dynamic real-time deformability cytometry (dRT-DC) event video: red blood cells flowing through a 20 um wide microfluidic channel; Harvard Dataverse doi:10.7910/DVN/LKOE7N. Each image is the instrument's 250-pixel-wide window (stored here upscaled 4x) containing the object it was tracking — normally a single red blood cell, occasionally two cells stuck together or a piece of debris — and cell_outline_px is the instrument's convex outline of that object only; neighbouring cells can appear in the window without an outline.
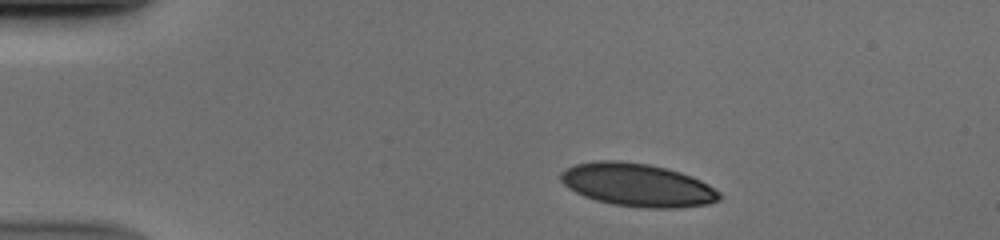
{"species": "human", "species_latin": "Homo sapiens", "temperature_condition": "cold", "stored_images_in_passage": 43, "camera_frame_rate_fps": 3000, "um_per_image_px": 0.085, "donor": {"sex": "male"}, "frame": {"image": 1, "passage_image": 1, "time_ms": 0.0, "image_size_px": [1000, 240], "cell_outline_px": [[724, 196], [720, 200], [708, 204], [680, 208], [648, 208], [612, 204], [596, 200], [584, 196], [568, 188], [560, 180], [560, 172], [576, 164], [596, 160], [620, 160], [648, 164], [680, 172], [692, 176], [708, 184], [720, 192]], "centroid_in_image_um": [54.21, 15.72], "position_along_channel_um": 30.8, "area_um2": 39.94}}
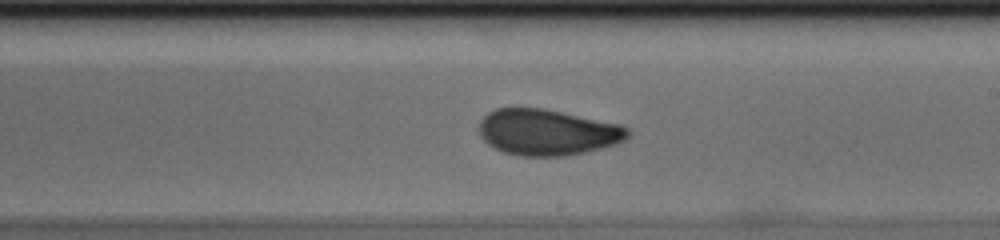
{"frame": {"image": 2, "passage_image": 22, "time_ms": 7.0, "image_size_px": [1000, 240], "cell_outline_px": [[632, 132], [624, 140], [616, 144], [604, 148], [568, 156], [520, 156], [504, 152], [488, 144], [480, 136], [480, 120], [488, 112], [496, 108], [544, 108], [620, 124], [632, 128]], "centroid_in_image_um": [46.58, 11.24], "position_along_channel_um": 242.4, "area_um2": 40.23}}
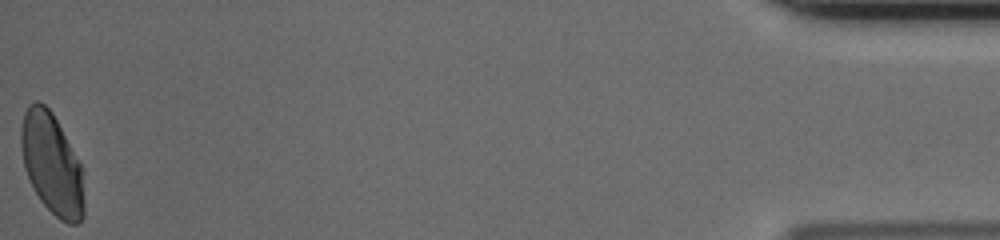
{"frame": {"image": 3, "passage_image": 43, "time_ms": 14.0, "image_size_px": [1000, 240], "cell_outline_px": [[84, 216], [76, 224], [68, 224], [60, 220], [40, 200], [32, 188], [24, 168], [20, 144], [20, 128], [24, 112], [28, 104], [36, 100], [40, 100], [52, 112], [80, 164], [84, 204]], "centroid_in_image_um": [4.36, 13.92], "position_along_channel_um": 430.8, "area_um2": 37.05}}